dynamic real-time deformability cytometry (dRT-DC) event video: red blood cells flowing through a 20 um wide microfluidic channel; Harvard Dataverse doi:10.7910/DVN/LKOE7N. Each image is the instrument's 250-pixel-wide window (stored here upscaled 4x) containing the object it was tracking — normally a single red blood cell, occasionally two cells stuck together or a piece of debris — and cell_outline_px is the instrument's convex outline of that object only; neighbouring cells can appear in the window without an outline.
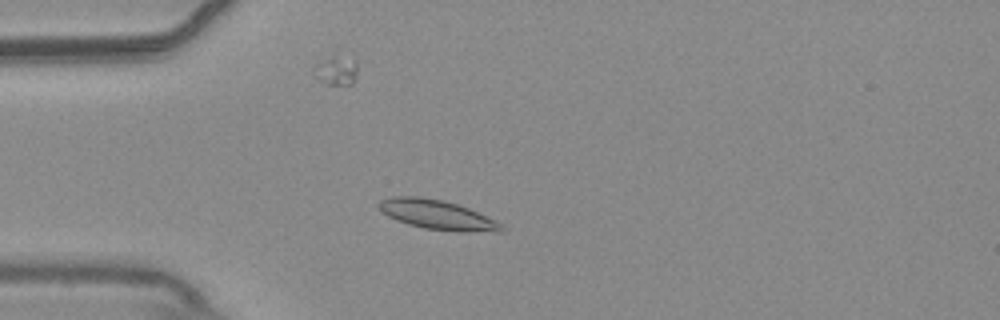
{"species": "common noctule bat (a hibernating species)", "species_latin": "Nyctalus noctula", "temperature_condition": "warm", "stored_images_in_passage": 51, "camera_frame_rate_fps": 3000, "um_per_image_px": 0.085, "animal": {"sex": "male", "body_mass_g": 20.4}, "frame": {"image": 1, "passage_image": 11, "time_ms": 3.333, "image_size_px": [1000, 320], "cell_outline_px": [[504, 232], [456, 232], [424, 228], [408, 224], [396, 220], [388, 216], [376, 204], [380, 200], [392, 196], [420, 196], [444, 200], [468, 208], [496, 220], [504, 228]], "centroid_in_image_um": [37.18, 18.26], "position_along_channel_um": 47.8, "area_um2": 21.21}}
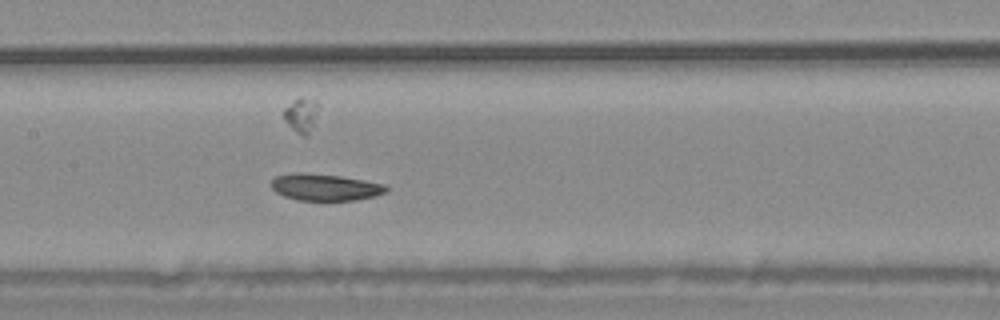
{"frame": {"image": 2, "passage_image": 23, "time_ms": 7.333, "image_size_px": [1000, 320], "cell_outline_px": [[388, 192], [376, 196], [356, 200], [296, 200], [284, 196], [276, 192], [272, 188], [272, 180], [276, 176], [292, 172], [300, 172], [340, 176], [364, 180], [384, 184], [388, 188]], "centroid_in_image_um": [27.64, 15.91], "position_along_channel_um": 179.8, "area_um2": 17.98}}
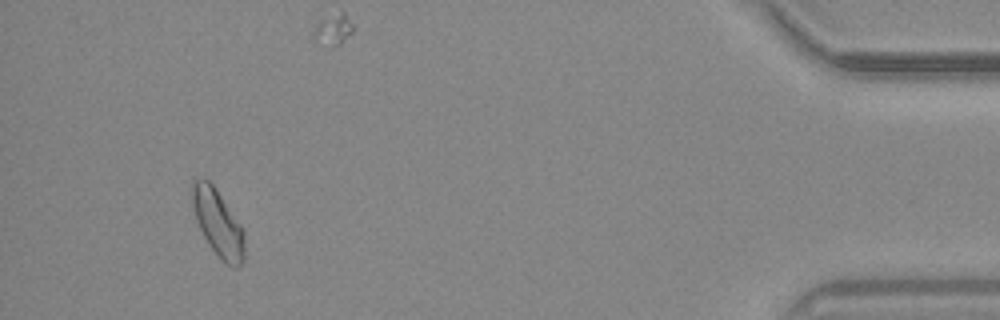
{"frame": {"image": 3, "passage_image": 48, "time_ms": 15.667, "image_size_px": [1000, 320], "cell_outline_px": [[244, 260], [236, 268], [232, 268], [224, 264], [208, 244], [196, 220], [192, 204], [192, 180], [204, 176], [212, 184], [240, 224], [244, 232]], "centroid_in_image_um": [18.51, 18.97], "position_along_channel_um": 416.7, "area_um2": 20.29}, "authors_computed_cell_mechanics": {"area_um2": 19.1318, "velocity_mm_per_s": 3.6732, "shape_relaxation_time_tau1_ms": 3.779, "shape_relaxation_time_tau2_ms": null, "deformation_change_tau1": 0.0703, "deformation_change_tau2": null}}